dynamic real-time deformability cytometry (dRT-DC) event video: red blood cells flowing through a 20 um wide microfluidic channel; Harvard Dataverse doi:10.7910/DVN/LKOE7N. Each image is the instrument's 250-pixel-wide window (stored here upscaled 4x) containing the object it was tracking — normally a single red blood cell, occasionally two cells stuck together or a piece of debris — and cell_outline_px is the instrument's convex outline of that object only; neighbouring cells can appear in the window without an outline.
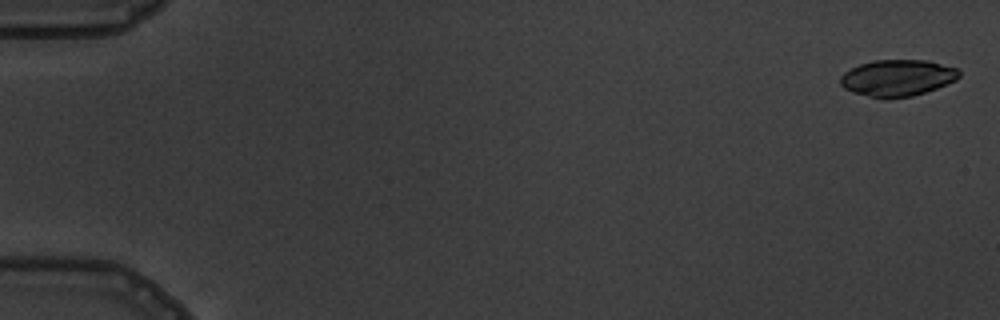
{"species": "common noctule bat (a hibernating species)", "species_latin": "Nyctalus noctula", "temperature_condition": "warm", "stored_images_in_passage": 7, "camera_frame_rate_fps": 3000, "um_per_image_px": 0.085, "animal": {"sex": "male", "body_mass_g": 19.5, "forearm_length_mm": 54.6}, "frame": {"image": 1, "passage_image": 1, "time_ms": 0.0, "image_size_px": [1000, 320], "cell_outline_px": [[960, 76], [956, 80], [936, 88], [912, 96], [888, 100], [884, 100], [852, 92], [844, 88], [840, 84], [840, 76], [844, 72], [860, 64], [872, 60], [928, 60], [956, 68], [960, 72]], "centroid_in_image_um": [76.25, 6.63], "position_along_channel_um": 8.7, "area_um2": 25.49}}
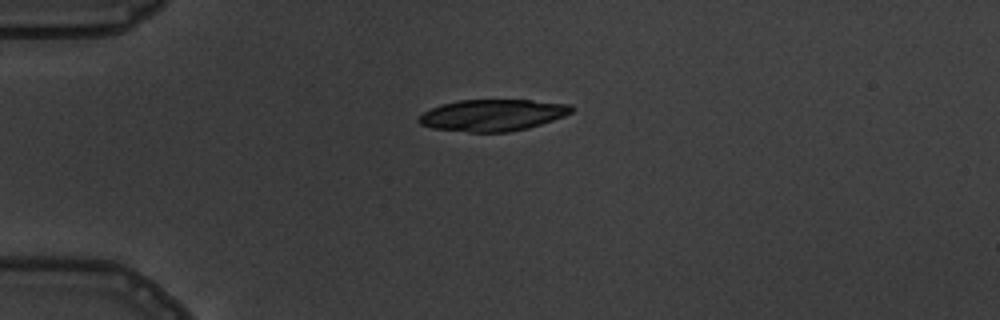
{"frame": {"image": 2, "passage_image": 4, "time_ms": 4.333, "image_size_px": [1000, 320], "cell_outline_px": [[576, 108], [572, 112], [564, 116], [528, 128], [508, 132], [468, 132], [432, 128], [420, 124], [416, 120], [424, 112], [432, 108], [456, 100], [528, 100], [572, 104]], "centroid_in_image_um": [41.89, 9.78], "position_along_channel_um": 43.1, "area_um2": 28.09}}